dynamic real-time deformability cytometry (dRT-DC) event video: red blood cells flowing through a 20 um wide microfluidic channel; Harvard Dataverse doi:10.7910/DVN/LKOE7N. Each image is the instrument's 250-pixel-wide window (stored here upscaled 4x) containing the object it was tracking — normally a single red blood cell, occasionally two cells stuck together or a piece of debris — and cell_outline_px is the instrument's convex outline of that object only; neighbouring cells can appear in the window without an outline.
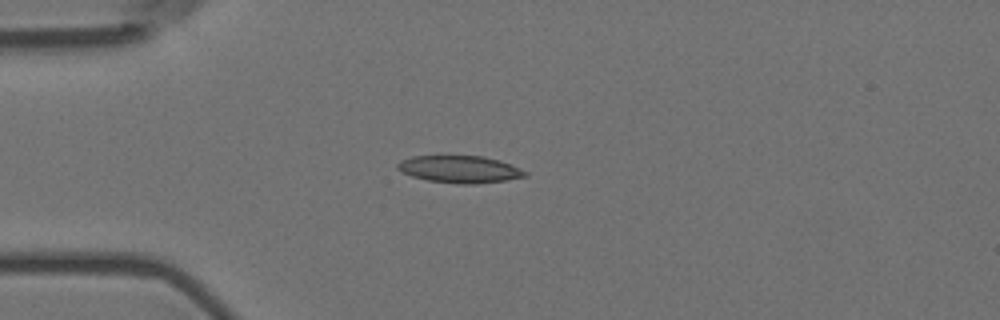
{"species": "Egyptian fruit bat (a non-hibernating species)", "species_latin": "Rousettus aegyptiacus", "temperature_condition": "room temperature", "stored_images_in_passage": 10, "camera_frame_rate_fps": 3000, "um_per_image_px": 0.085, "animal": {"sex": "female"}, "frame": {"image": 1, "passage_image": 3, "time_ms": 0.667, "image_size_px": [1000, 320], "cell_outline_px": [[528, 176], [508, 180], [476, 184], [456, 184], [428, 180], [412, 176], [400, 172], [396, 168], [396, 164], [400, 160], [412, 156], [484, 156], [500, 160], [512, 164], [528, 172]], "centroid_in_image_um": [39.09, 14.39], "position_along_channel_um": 45.9, "area_um2": 20.52}}
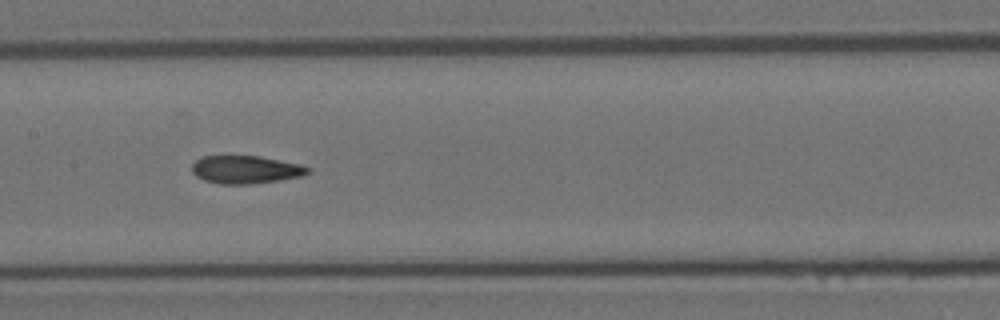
{"frame": {"image": 2, "passage_image": 7, "time_ms": 2.0, "image_size_px": [1000, 320], "cell_outline_px": [[312, 172], [300, 176], [280, 180], [248, 184], [220, 184], [204, 180], [196, 176], [192, 172], [192, 164], [196, 160], [204, 156], [260, 156], [300, 164], [312, 168]], "centroid_in_image_um": [20.9, 14.41], "position_along_channel_um": 186.5, "area_um2": 18.9}}
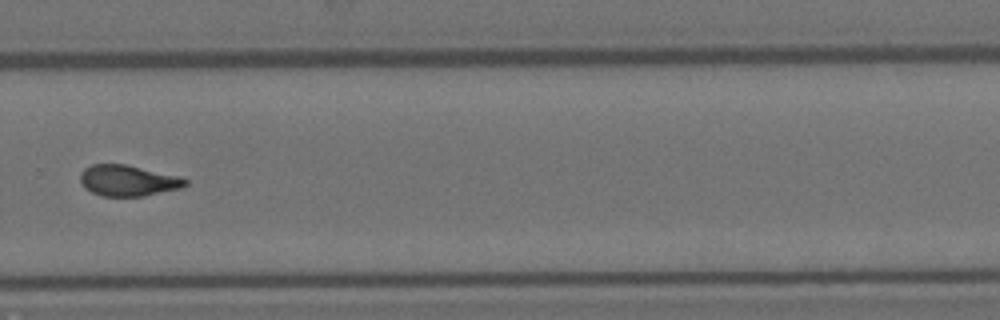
{"frame": {"image": 3, "passage_image": 10, "time_ms": 3.0, "image_size_px": [1000, 320], "cell_outline_px": [[188, 184], [180, 188], [144, 196], [100, 196], [84, 188], [80, 180], [80, 172], [84, 168], [92, 164], [124, 164], [180, 176], [188, 180]], "centroid_in_image_um": [10.86, 15.35], "position_along_channel_um": 318.9, "area_um2": 19.02}}